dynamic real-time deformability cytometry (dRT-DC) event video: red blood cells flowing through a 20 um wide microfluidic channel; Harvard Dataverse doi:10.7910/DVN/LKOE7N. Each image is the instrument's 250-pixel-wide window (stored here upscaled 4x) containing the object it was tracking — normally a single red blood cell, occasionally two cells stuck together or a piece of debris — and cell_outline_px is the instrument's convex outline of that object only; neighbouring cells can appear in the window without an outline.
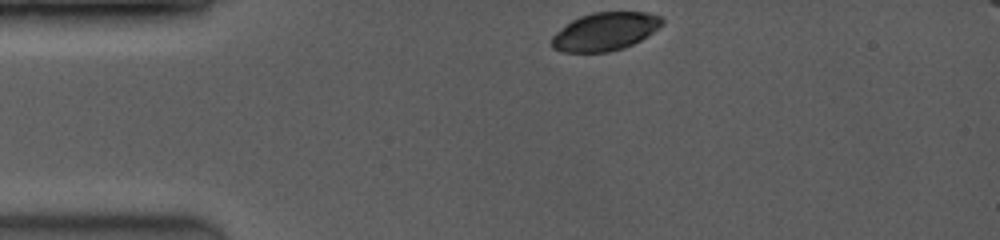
{"species": "common noctule bat (a hibernating species)", "species_latin": "Nyctalus noctula", "temperature_condition": "room temperature", "stored_images_in_passage": 19, "camera_frame_rate_fps": 3500, "um_per_image_px": 0.085, "animal": {"sex": "female", "body_mass_g": 19.0, "forearm_length_mm": 53.3}, "frame": {"image": 1, "passage_image": 1, "time_ms": 0.0, "image_size_px": [1000, 240], "cell_outline_px": [[664, 20], [652, 32], [640, 40], [624, 48], [608, 52], [564, 52], [552, 48], [552, 36], [556, 32], [572, 20], [580, 16], [592, 12], [648, 12], [660, 16]], "centroid_in_image_um": [51.4, 2.68], "position_along_channel_um": 33.6, "area_um2": 24.28}}
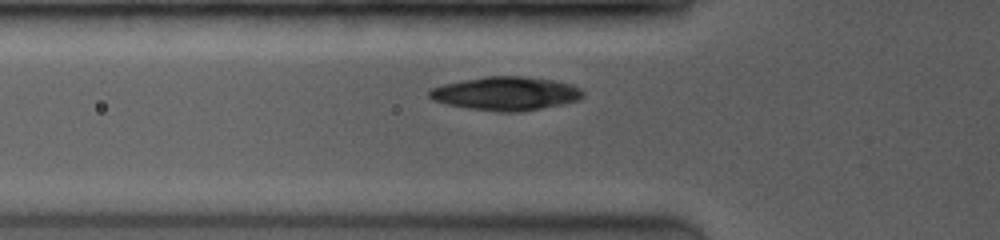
{"frame": {"image": 2, "passage_image": 9, "time_ms": 2.286, "image_size_px": [1000, 240], "cell_outline_px": [[584, 96], [580, 100], [564, 104], [524, 112], [496, 112], [468, 108], [448, 104], [432, 100], [428, 96], [428, 92], [432, 88], [444, 84], [484, 76], [524, 76], [556, 80], [572, 84], [580, 88], [584, 92]], "centroid_in_image_um": [43.06, 7.95], "position_along_channel_um": 82.7, "area_um2": 30.46}}